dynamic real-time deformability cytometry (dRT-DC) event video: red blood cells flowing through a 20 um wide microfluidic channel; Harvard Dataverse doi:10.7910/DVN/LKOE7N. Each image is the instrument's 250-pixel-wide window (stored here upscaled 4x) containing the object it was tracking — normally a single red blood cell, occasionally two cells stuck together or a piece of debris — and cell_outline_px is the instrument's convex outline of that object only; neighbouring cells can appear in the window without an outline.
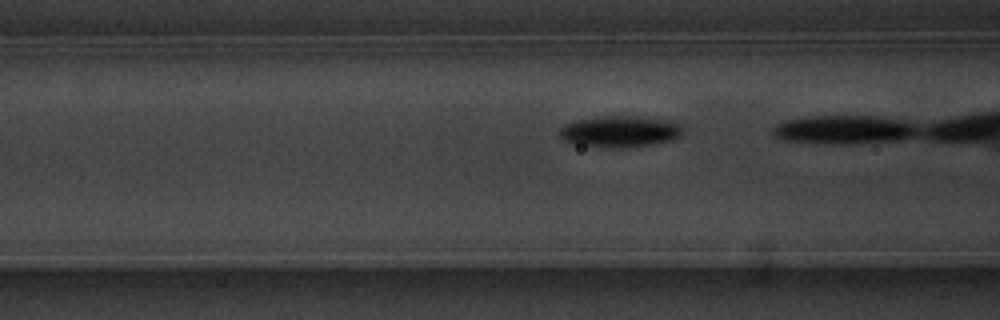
{"species": "common noctule bat (a hibernating species)", "species_latin": "Nyctalus noctula", "temperature_condition": "warm", "stored_images_in_passage": 10, "camera_frame_rate_fps": 3000, "um_per_image_px": 0.085, "animal": {"sex": "male", "body_mass_g": 20.1, "forearm_length_mm": 53.5}, "frame": {"image": 1, "passage_image": 4, "time_ms": 1.0, "image_size_px": [1000, 320], "cell_outline_px": [[684, 132], [680, 136], [672, 140], [652, 144], [620, 148], [612, 148], [580, 144], [564, 140], [560, 136], [560, 128], [568, 124], [584, 120], [620, 116], [656, 120], [676, 124], [684, 128]], "centroid_in_image_um": [52.72, 11.22], "position_along_channel_um": 113.9, "area_um2": 21.15}}